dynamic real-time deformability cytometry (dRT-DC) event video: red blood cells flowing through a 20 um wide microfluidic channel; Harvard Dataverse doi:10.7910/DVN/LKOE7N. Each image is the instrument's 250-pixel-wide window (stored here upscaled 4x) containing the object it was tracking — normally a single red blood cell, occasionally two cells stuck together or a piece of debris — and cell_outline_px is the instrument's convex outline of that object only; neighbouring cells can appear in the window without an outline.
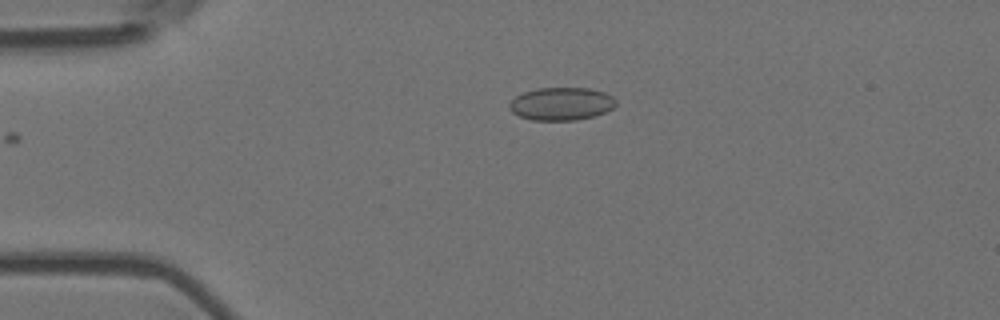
{"species": "Egyptian fruit bat (a non-hibernating species)", "species_latin": "Rousettus aegyptiacus", "temperature_condition": "room temperature", "stored_images_in_passage": 40, "camera_frame_rate_fps": 3000, "um_per_image_px": 0.085, "animal": {"sex": "female"}, "frame": {"image": 1, "passage_image": 1, "time_ms": 0.0, "image_size_px": [1000, 320], "cell_outline_px": [[616, 104], [612, 108], [604, 112], [592, 116], [576, 120], [532, 120], [520, 116], [512, 112], [508, 108], [508, 104], [516, 96], [524, 92], [536, 88], [592, 88], [604, 92], [612, 96], [616, 100]], "centroid_in_image_um": [47.7, 8.81], "position_along_channel_um": 37.3, "area_um2": 20.4}}
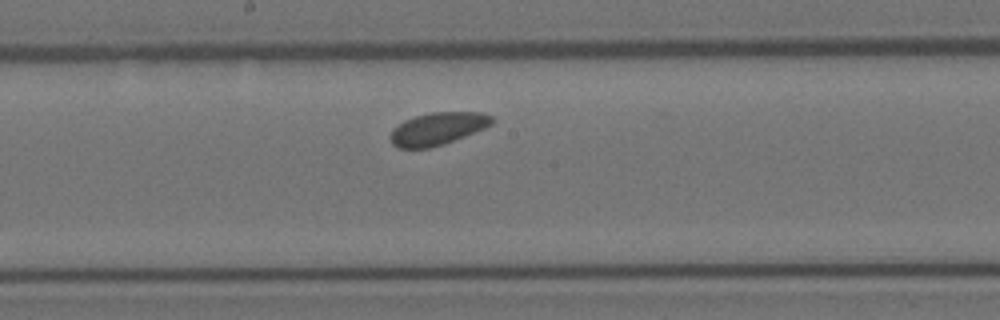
{"frame": {"image": 2, "passage_image": 19, "time_ms": 6.0, "image_size_px": [1000, 320], "cell_outline_px": [[496, 120], [492, 124], [484, 128], [444, 144], [428, 148], [400, 148], [392, 144], [388, 136], [392, 128], [404, 120], [416, 116], [432, 112], [480, 112], [492, 116]], "centroid_in_image_um": [37.17, 10.93], "position_along_channel_um": 211.0, "area_um2": 19.31}}
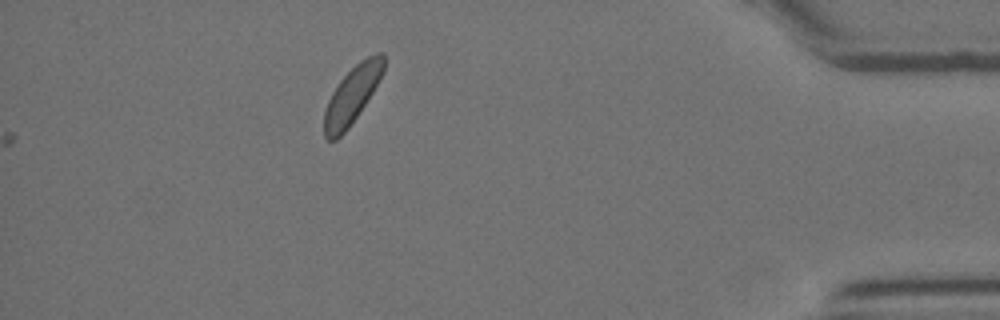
{"frame": {"image": 3, "passage_image": 40, "time_ms": 13.0, "image_size_px": [1000, 320], "cell_outline_px": [[384, 68], [380, 80], [348, 128], [336, 140], [328, 140], [324, 136], [324, 112], [328, 100], [332, 92], [340, 80], [360, 60], [376, 52], [384, 52]], "centroid_in_image_um": [29.92, 8.06], "position_along_channel_um": 405.3, "area_um2": 19.48}, "authors_computed_cell_mechanics": {"area_um2": 19.652, "velocity_mm_per_s": 3.4632, "shape_relaxation_time_tau1_ms": null, "shape_relaxation_time_tau2_ms": 4.1497, "deformation_change_tau1": null, "deformation_change_tau2": 0.073}}